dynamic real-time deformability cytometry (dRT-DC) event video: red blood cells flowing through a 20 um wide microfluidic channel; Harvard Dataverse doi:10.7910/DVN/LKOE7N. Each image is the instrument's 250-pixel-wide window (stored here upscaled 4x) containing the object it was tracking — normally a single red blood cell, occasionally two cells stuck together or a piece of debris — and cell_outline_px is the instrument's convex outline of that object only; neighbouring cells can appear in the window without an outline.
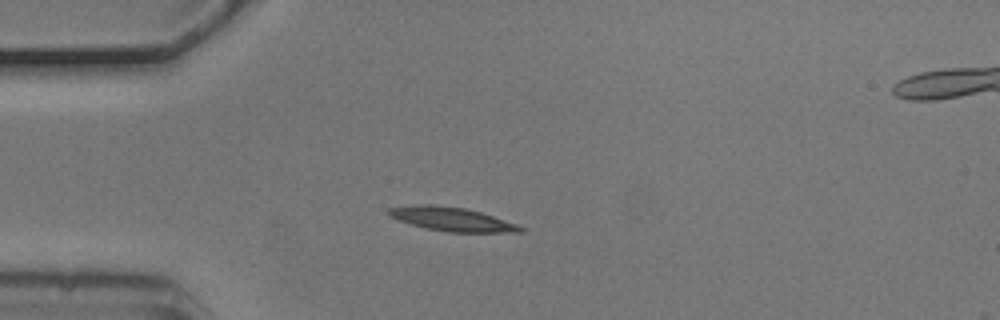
{"species": "common noctule bat (a hibernating species)", "species_latin": "Nyctalus noctula", "temperature_condition": "cold", "stored_images_in_passage": 4, "camera_frame_rate_fps": 3000, "um_per_image_px": 0.085, "animal": {"sex": "male", "body_mass_g": 20.5, "forearm_length_mm": 52.5}, "frame": {"image": 1, "passage_image": 1, "time_ms": 0.0, "image_size_px": [1000, 320], "cell_outline_px": [[524, 232], [448, 232], [428, 228], [412, 224], [400, 220], [392, 216], [388, 212], [388, 208], [412, 204], [432, 204], [464, 208], [480, 212], [516, 224], [524, 228]], "centroid_in_image_um": [38.4, 18.62], "position_along_channel_um": 46.6, "area_um2": 17.92}}
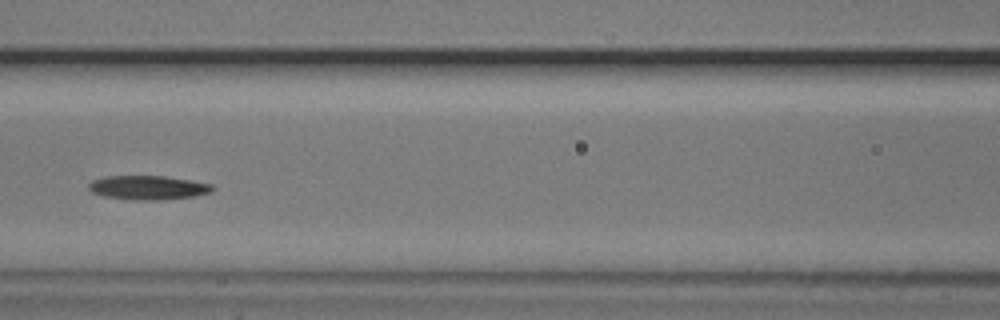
{"frame": {"image": 2, "passage_image": 4, "time_ms": 1.0, "image_size_px": [1000, 320], "cell_outline_px": [[216, 188], [212, 192], [192, 196], [160, 200], [132, 200], [104, 196], [92, 192], [88, 188], [88, 184], [92, 180], [104, 176], [164, 176], [192, 180], [212, 184]], "centroid_in_image_um": [12.59, 15.94], "position_along_channel_um": 154.0, "area_um2": 17.46}}